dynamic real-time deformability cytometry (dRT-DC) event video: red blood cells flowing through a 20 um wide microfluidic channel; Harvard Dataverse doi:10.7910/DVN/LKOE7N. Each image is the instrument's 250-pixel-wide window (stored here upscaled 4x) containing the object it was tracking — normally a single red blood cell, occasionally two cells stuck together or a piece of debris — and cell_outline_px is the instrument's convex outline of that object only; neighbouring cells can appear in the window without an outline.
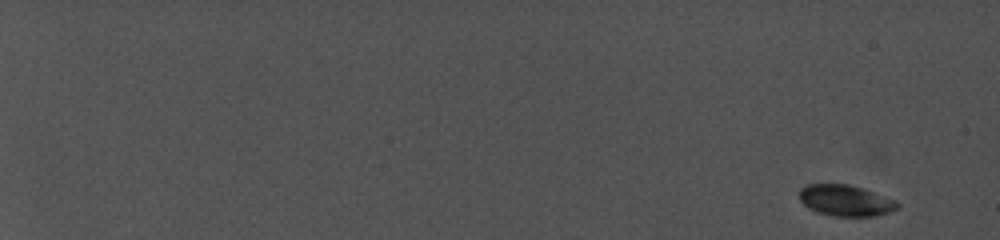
{"species": "common noctule bat (a hibernating species)", "species_latin": "Nyctalus noctula", "temperature_condition": "cold", "stored_images_in_passage": 45, "camera_frame_rate_fps": 5000, "um_per_image_px": 0.085, "animal": {"sex": "female", "body_mass_g": 19.0, "forearm_length_mm": 56.7}, "frame": {"image": 1, "passage_image": 1, "time_ms": 0.0, "image_size_px": [1000, 240], "cell_outline_px": [[900, 208], [876, 216], [832, 216], [808, 208], [800, 200], [800, 188], [808, 184], [848, 184], [864, 188], [896, 200], [900, 204]], "centroid_in_image_um": [71.91, 17.04], "position_along_channel_um": 13.1, "area_um2": 17.86}}
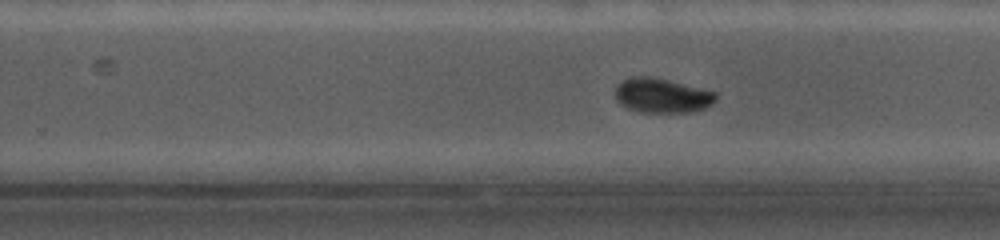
{"frame": {"image": 2, "passage_image": 30, "time_ms": 13.8, "image_size_px": [1000, 240], "cell_outline_px": [[716, 100], [712, 104], [704, 108], [692, 112], [640, 112], [628, 108], [620, 104], [616, 100], [616, 84], [628, 76], [652, 76], [716, 92]], "centroid_in_image_um": [56.23, 8.11], "position_along_channel_um": 273.6, "area_um2": 20.35}}
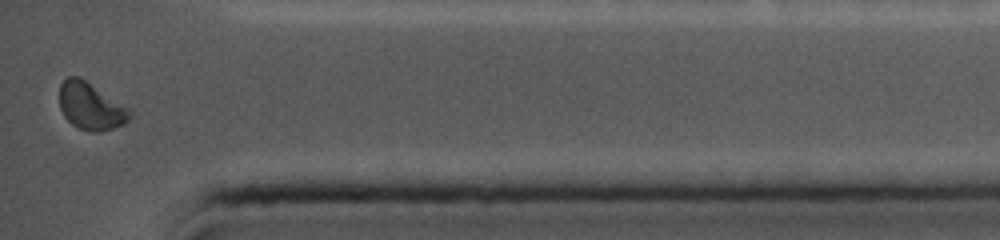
{"frame": {"image": 3, "passage_image": 45, "time_ms": 17.8, "image_size_px": [1000, 240], "cell_outline_px": [[132, 116], [124, 124], [100, 132], [92, 132], [80, 128], [72, 124], [64, 116], [60, 108], [60, 84], [68, 76], [80, 76], [128, 108], [132, 112]], "centroid_in_image_um": [7.71, 9.02], "position_along_channel_um": 427.5, "area_um2": 19.19}, "authors_computed_cell_mechanics": {"area_um2": 19.5942, "velocity_mm_per_s": 3.8836, "shape_relaxation_time_tau1_ms": 2.724, "shape_relaxation_time_tau2_ms": null, "deformation_change_tau1": 0.0777, "deformation_change_tau2": null}}